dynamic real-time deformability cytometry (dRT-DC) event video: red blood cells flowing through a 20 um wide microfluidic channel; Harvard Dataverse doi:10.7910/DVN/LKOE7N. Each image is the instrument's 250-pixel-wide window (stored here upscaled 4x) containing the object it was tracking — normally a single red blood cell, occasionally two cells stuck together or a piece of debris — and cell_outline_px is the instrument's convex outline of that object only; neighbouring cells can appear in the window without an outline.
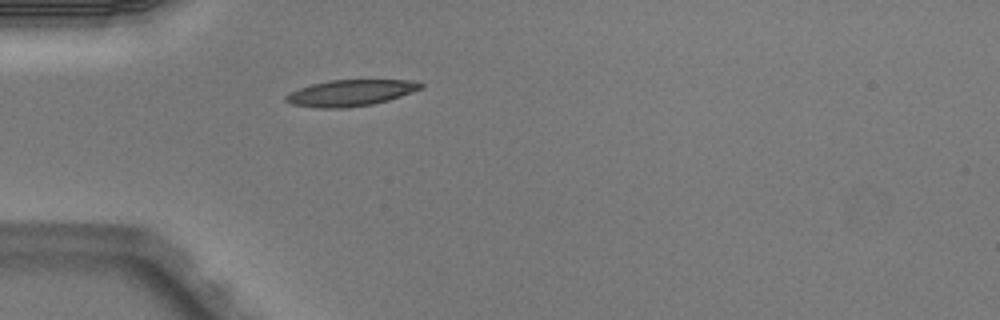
{"species": "Egyptian fruit bat (a non-hibernating species)", "species_latin": "Rousettus aegyptiacus", "temperature_condition": "warm", "stored_images_in_passage": 1, "camera_frame_rate_fps": 3000, "um_per_image_px": 0.085, "animal": {"sex": "male"}, "frame": {"image": 1, "passage_image": 1, "time_ms": 0.0, "image_size_px": [1000, 320], "cell_outline_px": [[424, 88], [388, 100], [372, 104], [344, 108], [316, 108], [292, 104], [284, 100], [284, 96], [300, 88], [312, 84], [328, 80], [408, 80], [424, 84]], "centroid_in_image_um": [29.79, 7.9], "position_along_channel_um": 55.2, "area_um2": 20.52}}